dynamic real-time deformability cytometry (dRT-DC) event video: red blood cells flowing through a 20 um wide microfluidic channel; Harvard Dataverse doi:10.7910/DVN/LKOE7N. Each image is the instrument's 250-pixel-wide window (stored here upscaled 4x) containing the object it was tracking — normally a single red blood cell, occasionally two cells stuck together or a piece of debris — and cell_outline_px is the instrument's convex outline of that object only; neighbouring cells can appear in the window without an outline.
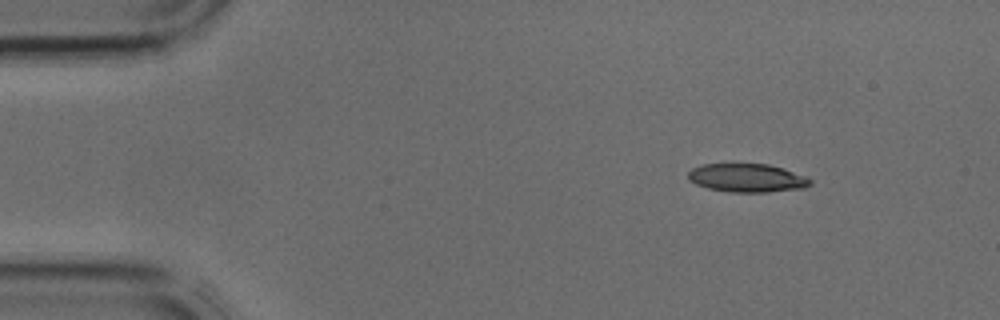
{"species": "common noctule bat (a hibernating species)", "species_latin": "Nyctalus noctula", "temperature_condition": "cold", "stored_images_in_passage": 4, "camera_frame_rate_fps": 3000, "um_per_image_px": 0.085, "animal": {"sex": "male", "body_mass_g": 17.9, "forearm_length_mm": 54.2}, "frame": {"image": 1, "passage_image": 1, "time_ms": 0.0, "image_size_px": [1000, 320], "cell_outline_px": [[812, 184], [804, 188], [768, 192], [728, 192], [708, 188], [696, 184], [688, 180], [688, 172], [692, 168], [704, 164], [768, 164], [784, 168], [808, 176], [812, 180]], "centroid_in_image_um": [63.54, 15.12], "position_along_channel_um": 21.5, "area_um2": 20.46}}
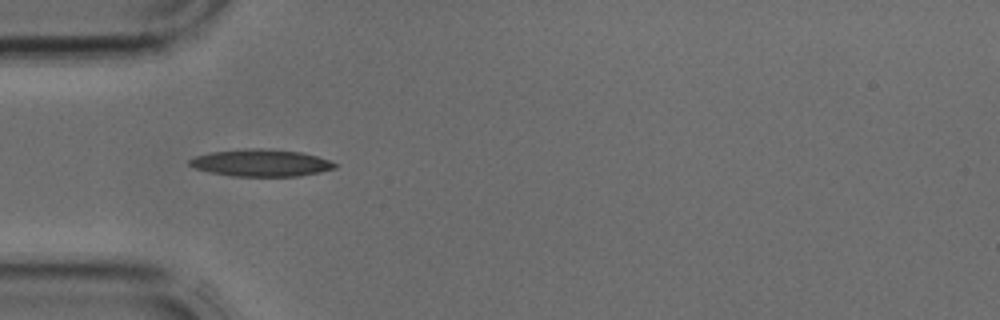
{"frame": {"image": 2, "passage_image": 3, "time_ms": 0.667, "image_size_px": [1000, 320], "cell_outline_px": [[336, 168], [320, 172], [300, 176], [232, 176], [212, 172], [196, 168], [188, 164], [188, 160], [196, 156], [212, 152], [244, 148], [260, 148], [300, 152], [316, 156], [328, 160], [336, 164]], "centroid_in_image_um": [22.18, 13.84], "position_along_channel_um": 62.8, "area_um2": 22.72}}